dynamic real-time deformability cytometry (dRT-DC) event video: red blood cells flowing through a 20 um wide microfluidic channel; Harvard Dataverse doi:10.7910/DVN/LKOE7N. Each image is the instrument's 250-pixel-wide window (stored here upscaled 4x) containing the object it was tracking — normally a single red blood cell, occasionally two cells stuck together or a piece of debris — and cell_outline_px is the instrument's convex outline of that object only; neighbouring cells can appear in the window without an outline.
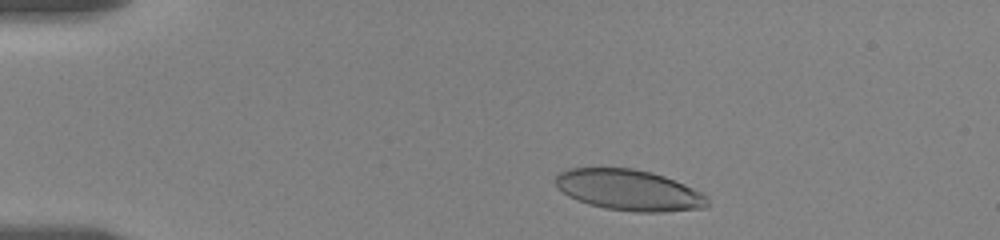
{"species": "human", "species_latin": "Homo sapiens", "temperature_condition": "room temperature", "stored_images_in_passage": 8, "camera_frame_rate_fps": 3000, "um_per_image_px": 0.085, "donor": {"sex": "female"}, "frame": {"image": 1, "passage_image": 3, "time_ms": 1.333, "image_size_px": [1000, 240], "cell_outline_px": [[708, 204], [704, 208], [664, 212], [636, 212], [604, 208], [588, 204], [568, 196], [556, 188], [556, 176], [560, 172], [568, 168], [632, 168], [652, 172], [664, 176], [684, 184], [708, 196]], "centroid_in_image_um": [53.45, 16.16], "position_along_channel_um": 31.6, "area_um2": 36.3}}
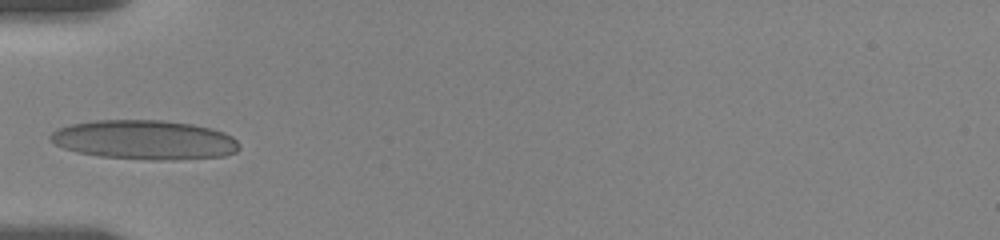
{"frame": {"image": 2, "passage_image": 7, "time_ms": 4.333, "image_size_px": [1000, 240], "cell_outline_px": [[240, 148], [236, 152], [224, 156], [160, 160], [156, 160], [100, 156], [76, 152], [64, 148], [48, 140], [48, 136], [56, 128], [72, 124], [96, 120], [160, 120], [192, 124], [212, 128], [224, 132], [232, 136], [240, 144]], "centroid_in_image_um": [12.27, 11.88], "position_along_channel_um": 72.7, "area_um2": 43.29}}